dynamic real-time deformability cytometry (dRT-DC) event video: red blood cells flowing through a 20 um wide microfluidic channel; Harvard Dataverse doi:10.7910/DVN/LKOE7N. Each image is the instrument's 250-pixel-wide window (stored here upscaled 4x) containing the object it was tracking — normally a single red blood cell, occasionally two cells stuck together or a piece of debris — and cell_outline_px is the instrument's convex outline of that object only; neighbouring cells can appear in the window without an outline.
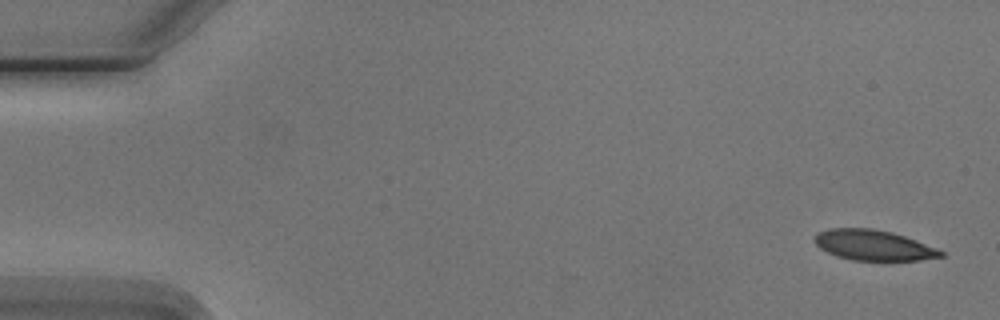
{"species": "Egyptian fruit bat (a non-hibernating species)", "species_latin": "Rousettus aegyptiacus", "temperature_condition": "cold", "stored_images_in_passage": 6, "camera_frame_rate_fps": 3000, "um_per_image_px": 0.085, "animal": {"sex": "male"}, "frame": {"image": 1, "passage_image": 1, "time_ms": 0.0, "image_size_px": [1000, 320], "cell_outline_px": [[944, 256], [920, 260], [852, 260], [836, 256], [820, 248], [812, 240], [812, 236], [816, 232], [828, 228], [872, 228], [892, 232], [904, 236], [936, 248], [944, 252]], "centroid_in_image_um": [74.17, 20.83], "position_along_channel_um": 10.8, "area_um2": 22.43}}